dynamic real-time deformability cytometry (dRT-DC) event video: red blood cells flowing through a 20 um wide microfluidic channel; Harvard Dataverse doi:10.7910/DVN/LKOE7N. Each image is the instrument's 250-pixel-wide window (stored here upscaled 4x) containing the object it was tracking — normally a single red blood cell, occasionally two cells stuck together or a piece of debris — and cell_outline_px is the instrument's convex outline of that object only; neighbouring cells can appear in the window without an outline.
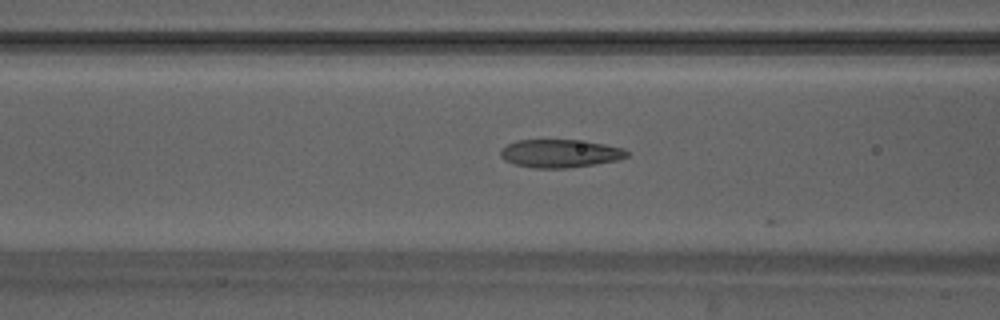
{"species": "Egyptian fruit bat (a non-hibernating species)", "species_latin": "Rousettus aegyptiacus", "temperature_condition": "warm", "stored_images_in_passage": 7, "camera_frame_rate_fps": 3000, "um_per_image_px": 0.085, "animal": {"sex": "male"}, "frame": {"image": 1, "passage_image": 6, "time_ms": 1.667, "image_size_px": [1000, 320], "cell_outline_px": [[628, 156], [616, 160], [596, 164], [568, 168], [536, 168], [512, 164], [504, 160], [500, 156], [500, 152], [508, 144], [516, 140], [576, 140], [604, 144], [624, 148], [628, 152]], "centroid_in_image_um": [47.59, 13.05], "position_along_channel_um": 119.0, "area_um2": 20.63}}